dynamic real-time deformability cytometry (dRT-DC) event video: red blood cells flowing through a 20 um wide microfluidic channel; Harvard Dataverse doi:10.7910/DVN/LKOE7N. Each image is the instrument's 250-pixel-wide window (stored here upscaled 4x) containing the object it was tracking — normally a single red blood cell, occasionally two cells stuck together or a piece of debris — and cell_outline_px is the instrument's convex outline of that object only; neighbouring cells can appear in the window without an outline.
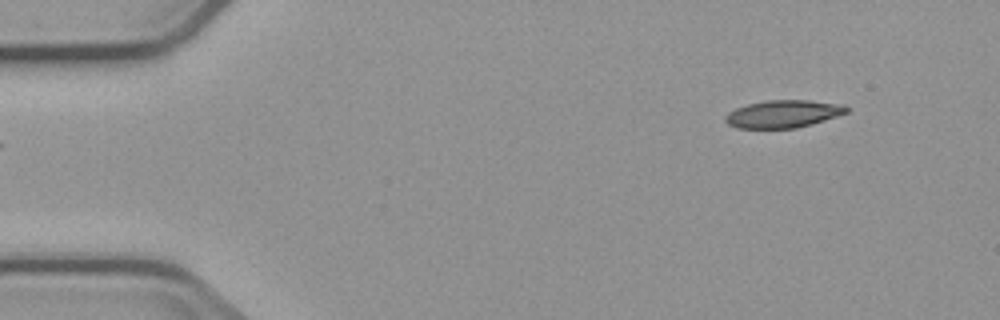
{"species": "common noctule bat (a hibernating species)", "species_latin": "Nyctalus noctula", "temperature_condition": "cold", "stored_images_in_passage": 5, "camera_frame_rate_fps": 3000, "um_per_image_px": 0.085, "animal": {"sex": "male", "body_mass_g": 23.1, "forearm_length_mm": 52.7}, "frame": {"image": 1, "passage_image": 5, "time_ms": 5.667, "image_size_px": [1000, 320], "cell_outline_px": [[848, 112], [812, 124], [796, 128], [736, 128], [728, 124], [724, 120], [724, 116], [728, 112], [736, 108], [748, 104], [764, 100], [808, 100], [844, 104], [848, 108]], "centroid_in_image_um": [66.55, 9.68], "position_along_channel_um": 18.4, "area_um2": 19.54}}